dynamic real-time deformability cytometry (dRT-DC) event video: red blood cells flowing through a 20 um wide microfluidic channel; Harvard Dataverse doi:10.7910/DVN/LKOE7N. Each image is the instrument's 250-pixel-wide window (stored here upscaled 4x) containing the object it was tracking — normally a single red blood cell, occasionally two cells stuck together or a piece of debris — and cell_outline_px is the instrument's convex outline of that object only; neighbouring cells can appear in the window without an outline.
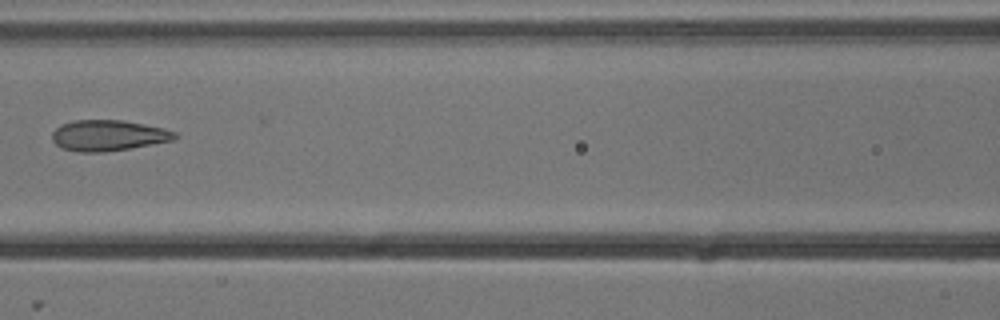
{"species": "common noctule bat (a hibernating species)", "species_latin": "Nyctalus noctula", "temperature_condition": "cold", "stored_images_in_passage": 7, "camera_frame_rate_fps": 3000, "um_per_image_px": 0.085, "animal": {"sex": "male", "body_mass_g": 13.3}, "frame": {"image": 1, "passage_image": 7, "time_ms": 2.0, "image_size_px": [1000, 320], "cell_outline_px": [[180, 136], [172, 140], [152, 144], [104, 152], [80, 152], [64, 148], [56, 144], [52, 140], [52, 132], [60, 124], [72, 120], [124, 120], [164, 128], [176, 132]], "centroid_in_image_um": [9.2, 11.5], "position_along_channel_um": 157.4, "area_um2": 22.02}}